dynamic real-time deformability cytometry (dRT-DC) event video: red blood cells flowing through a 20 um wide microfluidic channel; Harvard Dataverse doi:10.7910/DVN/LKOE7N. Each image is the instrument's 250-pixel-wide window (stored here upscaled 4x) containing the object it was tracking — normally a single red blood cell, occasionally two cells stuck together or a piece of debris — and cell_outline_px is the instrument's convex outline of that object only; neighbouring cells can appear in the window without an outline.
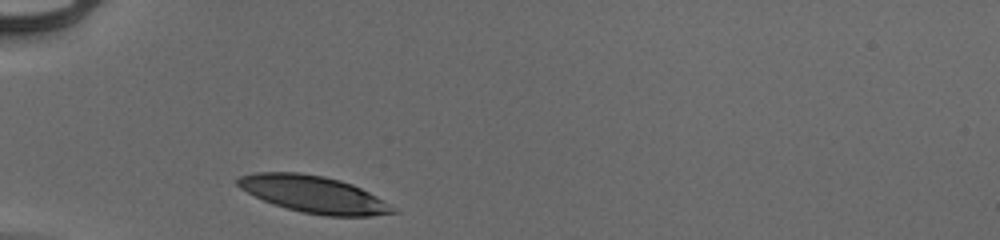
{"species": "human", "species_latin": "Homo sapiens", "temperature_condition": "cold", "stored_images_in_passage": 28, "camera_frame_rate_fps": 3000, "um_per_image_px": 0.085, "donor": {"sex": "male"}, "frame": {"image": 1, "passage_image": 1, "time_ms": 0.0, "image_size_px": [1000, 240], "cell_outline_px": [[400, 212], [372, 216], [324, 216], [300, 212], [272, 204], [240, 188], [236, 184], [236, 180], [240, 176], [256, 172], [300, 172], [324, 176], [340, 180], [352, 184], [392, 204]], "centroid_in_image_um": [26.69, 16.52], "position_along_channel_um": 58.3, "area_um2": 33.52}}
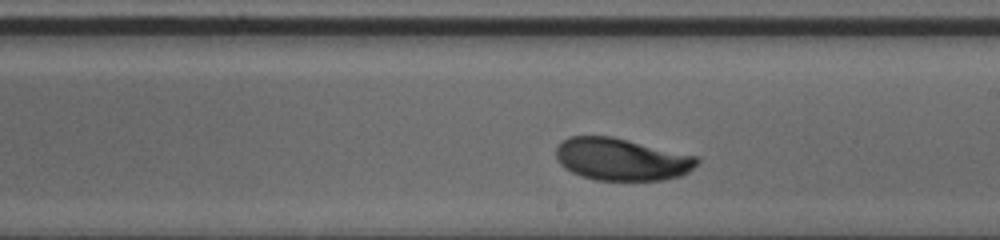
{"frame": {"image": 2, "passage_image": 16, "time_ms": 5.0, "image_size_px": [1000, 240], "cell_outline_px": [[700, 160], [688, 172], [680, 176], [664, 180], [596, 180], [580, 176], [564, 168], [556, 160], [556, 144], [560, 140], [568, 136], [612, 136], [696, 156]], "centroid_in_image_um": [52.76, 13.53], "position_along_channel_um": 236.2, "area_um2": 34.91}}
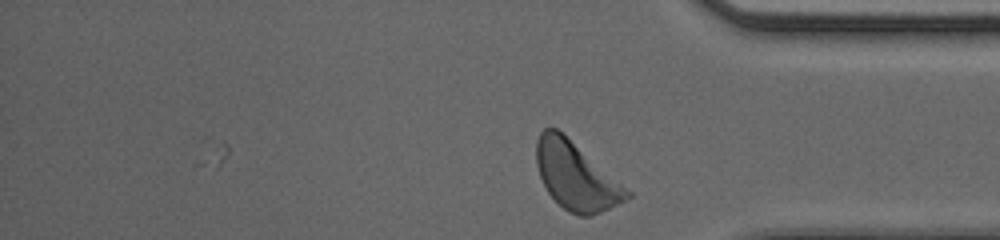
{"frame": {"image": 3, "passage_image": 28, "time_ms": 9.0, "image_size_px": [1000, 240], "cell_outline_px": [[632, 196], [592, 216], [580, 216], [568, 212], [548, 192], [540, 176], [536, 164], [536, 140], [540, 132], [544, 128], [556, 128], [632, 192]], "centroid_in_image_um": [48.93, 14.97], "position_along_channel_um": 386.3, "area_um2": 34.91}, "authors_computed_cell_mechanics": {"area_um2": 34.7956, "velocity_mm_per_s": 3.8703, "shape_relaxation_time_tau1_ms": 2.4199, "shape_relaxation_time_tau2_ms": 7.5108, "deformation_change_tau1": 0.1213, "deformation_change_tau2": 0.122}}